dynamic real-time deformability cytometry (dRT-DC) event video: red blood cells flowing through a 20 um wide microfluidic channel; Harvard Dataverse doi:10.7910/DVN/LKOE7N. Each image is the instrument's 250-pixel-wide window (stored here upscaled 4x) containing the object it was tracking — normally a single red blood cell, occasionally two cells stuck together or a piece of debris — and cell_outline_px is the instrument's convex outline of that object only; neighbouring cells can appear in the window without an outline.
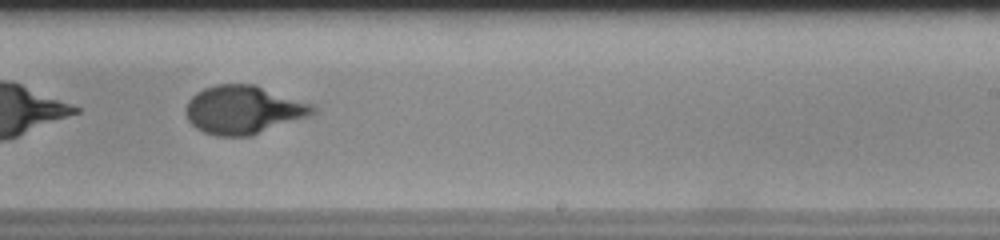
{"species": "human", "species_latin": "Homo sapiens", "temperature_condition": "room temperature", "stored_images_in_passage": 56, "segment_of_instrument_passage": [2, 2], "camera_frame_rate_fps": 3000, "um_per_image_px": 0.085, "donor": {"sex": "male"}, "frame": {"image": 1, "passage_image": 36, "time_ms": 11.667, "image_size_px": [1000, 240], "cell_outline_px": [[316, 112], [308, 116], [252, 136], [216, 136], [204, 132], [196, 128], [188, 120], [184, 112], [184, 108], [188, 100], [196, 92], [204, 88], [216, 84], [256, 84], [316, 104]], "centroid_in_image_um": [20.71, 9.32], "position_along_channel_um": 268.3, "area_um2": 36.36}}
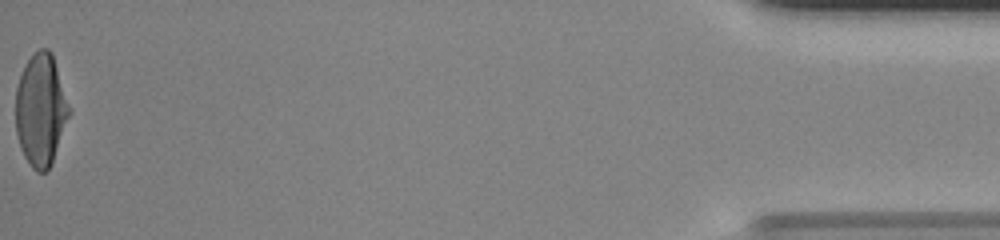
{"frame": {"image": 2, "passage_image": 56, "time_ms": 18.333, "image_size_px": [1000, 240], "cell_outline_px": [[72, 112], [52, 164], [44, 172], [36, 172], [32, 168], [24, 156], [20, 148], [16, 132], [16, 88], [20, 76], [28, 60], [40, 48], [48, 48], [52, 52]], "centroid_in_image_um": [3.49, 9.37], "position_along_channel_um": 431.7, "area_um2": 35.26}}